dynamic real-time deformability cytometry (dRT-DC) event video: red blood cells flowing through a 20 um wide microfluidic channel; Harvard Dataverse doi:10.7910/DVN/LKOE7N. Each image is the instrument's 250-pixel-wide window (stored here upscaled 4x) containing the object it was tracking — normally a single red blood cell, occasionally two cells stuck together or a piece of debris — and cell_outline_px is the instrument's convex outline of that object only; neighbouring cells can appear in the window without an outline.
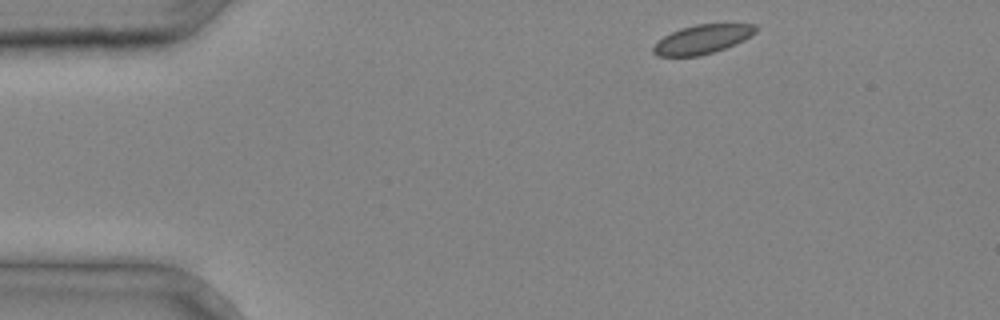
{"species": "common noctule bat (a hibernating species)", "species_latin": "Nyctalus noctula", "temperature_condition": "cold", "stored_images_in_passage": 3, "camera_frame_rate_fps": 3000, "um_per_image_px": 0.085, "animal": {"sex": "male", "body_mass_g": 20.4}, "frame": {"image": 1, "passage_image": 1, "time_ms": 0.0, "image_size_px": [1000, 320], "cell_outline_px": [[756, 32], [744, 40], [736, 44], [700, 56], [656, 56], [652, 52], [652, 48], [664, 36], [680, 28], [696, 24], [756, 24]], "centroid_in_image_um": [59.69, 3.34], "position_along_channel_um": 25.3, "area_um2": 17.17}}
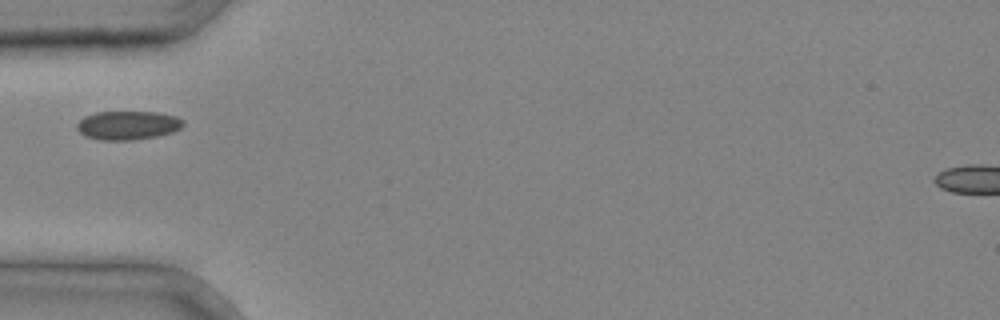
{"frame": {"image": 2, "passage_image": 3, "time_ms": 0.667, "image_size_px": [1000, 320], "cell_outline_px": [[184, 124], [180, 128], [172, 132], [156, 136], [132, 140], [100, 140], [84, 136], [76, 128], [76, 124], [84, 116], [96, 112], [156, 112], [176, 116], [184, 120]], "centroid_in_image_um": [10.84, 10.65], "position_along_channel_um": 74.2, "area_um2": 17.86}}